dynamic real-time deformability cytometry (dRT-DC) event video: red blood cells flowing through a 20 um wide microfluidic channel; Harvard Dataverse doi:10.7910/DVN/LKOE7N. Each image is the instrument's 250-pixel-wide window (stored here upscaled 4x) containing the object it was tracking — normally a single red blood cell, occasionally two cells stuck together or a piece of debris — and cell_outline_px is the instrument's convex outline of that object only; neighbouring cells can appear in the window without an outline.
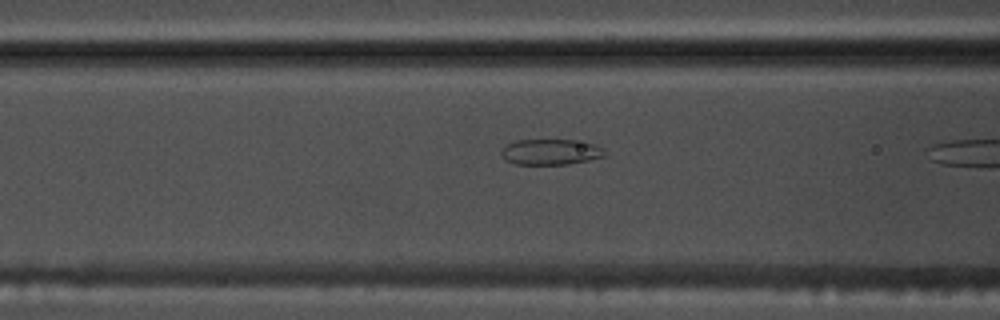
{"species": "common noctule bat (a hibernating species)", "species_latin": "Nyctalus noctula", "temperature_condition": "warm", "stored_images_in_passage": 4, "camera_frame_rate_fps": 3000, "um_per_image_px": 0.085, "animal": {"sex": "male", "body_mass_g": 17.5, "forearm_length_mm": 52.3}, "frame": {"image": 1, "passage_image": 3, "time_ms": 0.667, "image_size_px": [1000, 320], "cell_outline_px": [[604, 156], [588, 160], [568, 164], [516, 164], [508, 160], [500, 152], [508, 144], [516, 140], [572, 140], [596, 144], [604, 148]], "centroid_in_image_um": [46.84, 12.91], "position_along_channel_um": 119.8, "area_um2": 15.2}}